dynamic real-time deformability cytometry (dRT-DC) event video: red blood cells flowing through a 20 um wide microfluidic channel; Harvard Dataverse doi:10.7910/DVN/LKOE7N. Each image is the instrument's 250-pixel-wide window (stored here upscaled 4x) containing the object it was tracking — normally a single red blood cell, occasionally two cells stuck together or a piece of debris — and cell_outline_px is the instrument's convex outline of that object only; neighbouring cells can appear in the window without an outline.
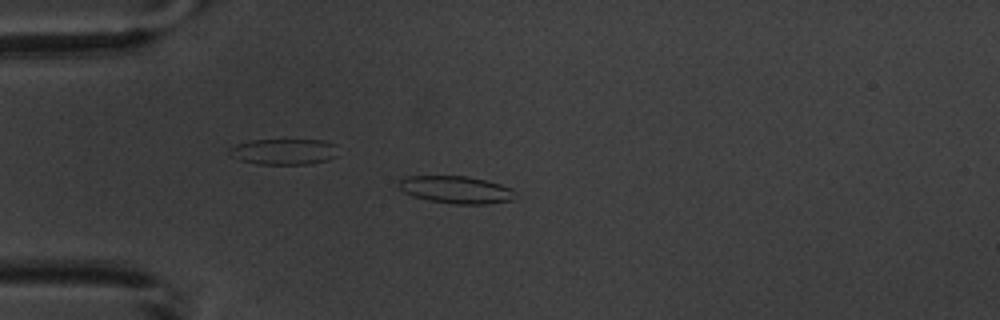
{"species": "common noctule bat (a hibernating species)", "species_latin": "Nyctalus noctula", "temperature_condition": "warm", "stored_images_in_passage": 6, "camera_frame_rate_fps": 3000, "um_per_image_px": 0.085, "animal": {"sex": "male", "body_mass_g": 20.1, "forearm_length_mm": 53.5}, "frame": {"image": 1, "passage_image": 4, "time_ms": 4.333, "image_size_px": [1000, 320], "cell_outline_px": [[512, 200], [488, 204], [456, 204], [428, 200], [412, 196], [404, 192], [396, 184], [396, 180], [404, 176], [468, 176], [500, 184], [512, 188]], "centroid_in_image_um": [38.68, 16.11], "position_along_channel_um": 46.3, "area_um2": 18.61}}